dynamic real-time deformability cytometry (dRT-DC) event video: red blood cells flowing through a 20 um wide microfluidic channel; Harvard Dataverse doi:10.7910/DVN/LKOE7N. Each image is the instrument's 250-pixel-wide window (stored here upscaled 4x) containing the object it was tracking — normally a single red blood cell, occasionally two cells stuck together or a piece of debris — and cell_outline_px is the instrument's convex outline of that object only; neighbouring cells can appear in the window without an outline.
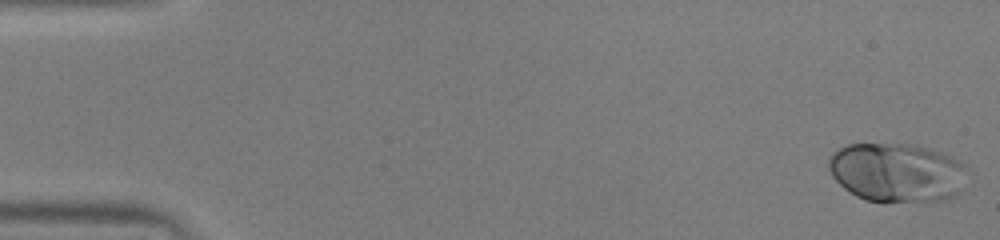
{"species": "human", "species_latin": "Homo sapiens", "temperature_condition": "warm", "stored_images_in_passage": 51, "camera_frame_rate_fps": 3000, "um_per_image_px": 0.085, "donor": {"sex": "male"}, "frame": {"image": 1, "passage_image": 1, "time_ms": 0.0, "image_size_px": [1000, 240], "cell_outline_px": [[964, 168], [960, 192], [952, 196], [940, 200], [884, 204], [864, 200], [856, 196], [844, 188], [832, 176], [828, 168], [828, 160], [832, 152], [836, 148], [848, 144], [908, 144], [924, 148], [948, 156], [964, 164]], "centroid_in_image_um": [76.13, 14.69], "position_along_channel_um": 8.9, "area_um2": 47.69}}
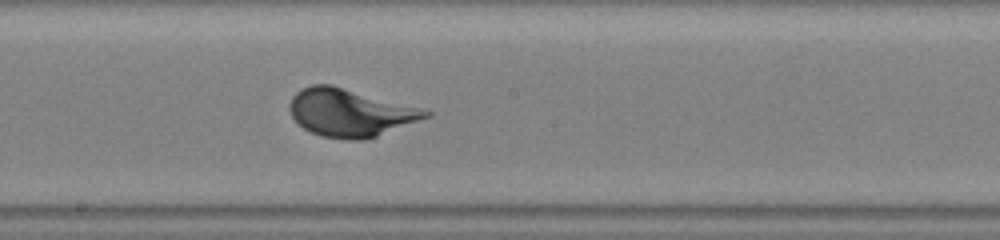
{"frame": {"image": 2, "passage_image": 28, "time_ms": 9.0, "image_size_px": [1000, 240], "cell_outline_px": [[432, 116], [376, 136], [364, 140], [348, 140], [324, 136], [312, 132], [304, 128], [292, 116], [288, 108], [288, 104], [292, 96], [296, 92], [312, 84], [332, 84], [424, 108], [432, 112]], "centroid_in_image_um": [29.79, 9.56], "position_along_channel_um": 218.4, "area_um2": 37.92}}
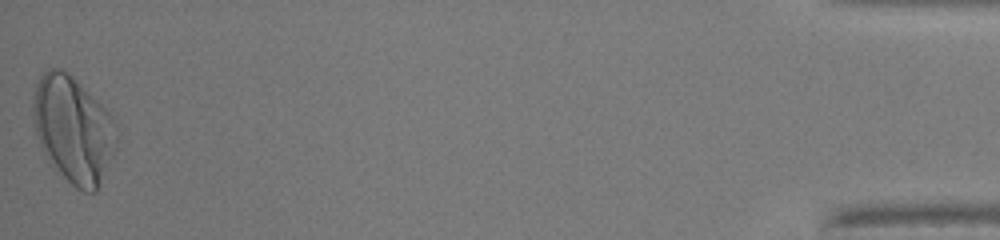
{"frame": {"image": 3, "passage_image": 51, "time_ms": 16.667, "image_size_px": [1000, 240], "cell_outline_px": [[116, 148], [96, 192], [84, 192], [76, 188], [64, 176], [44, 152], [36, 132], [32, 120], [32, 100], [36, 84], [40, 76], [48, 68], [60, 68], [72, 76], [112, 116], [116, 140]], "centroid_in_image_um": [6.21, 10.97], "position_along_channel_um": 429.0, "area_um2": 50.81}}